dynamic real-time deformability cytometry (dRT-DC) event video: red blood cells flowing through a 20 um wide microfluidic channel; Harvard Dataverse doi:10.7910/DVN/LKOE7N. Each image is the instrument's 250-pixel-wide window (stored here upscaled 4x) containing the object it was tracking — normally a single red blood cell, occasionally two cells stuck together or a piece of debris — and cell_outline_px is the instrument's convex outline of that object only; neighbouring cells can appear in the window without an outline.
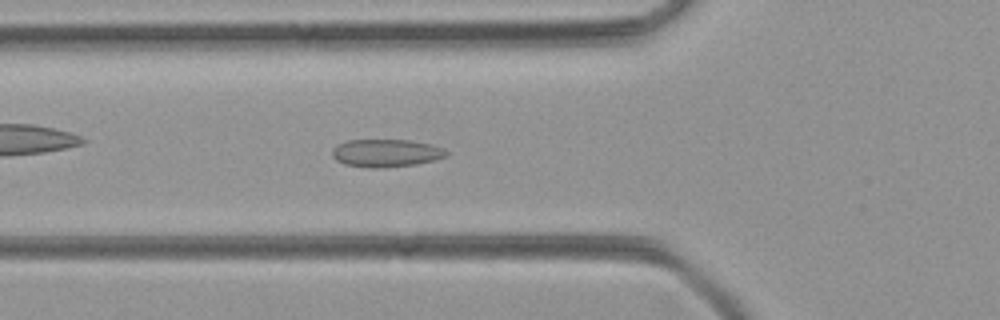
{"species": "common noctule bat (a hibernating species)", "species_latin": "Nyctalus noctula", "temperature_condition": "room temperature", "stored_images_in_passage": 45, "camera_frame_rate_fps": 3000, "um_per_image_px": 0.085, "animal": {"sex": "female", "body_mass_g": 21.9}, "frame": {"image": 1, "passage_image": 13, "time_ms": 4.0, "image_size_px": [1000, 320], "cell_outline_px": [[448, 156], [436, 160], [416, 164], [384, 168], [368, 168], [344, 164], [336, 160], [332, 156], [332, 148], [336, 144], [348, 140], [408, 140], [428, 144], [444, 148], [448, 152]], "centroid_in_image_um": [32.8, 13.02], "position_along_channel_um": 93.0, "area_um2": 18.67}}
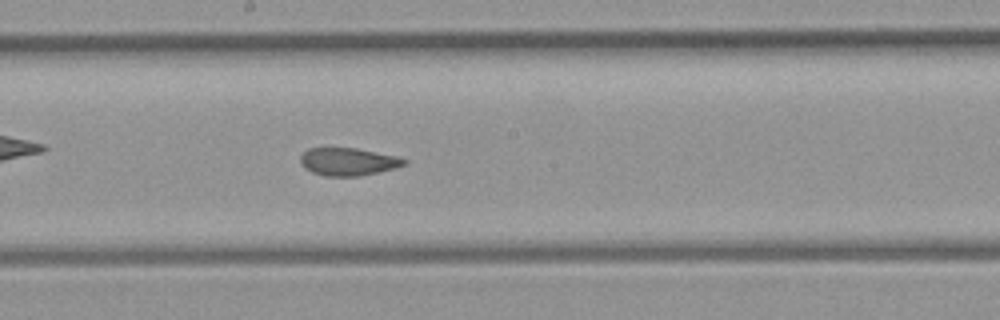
{"frame": {"image": 2, "passage_image": 22, "time_ms": 7.0, "image_size_px": [1000, 320], "cell_outline_px": [[408, 164], [396, 168], [380, 172], [360, 176], [324, 176], [312, 172], [304, 168], [300, 164], [300, 156], [308, 148], [356, 148], [396, 156], [408, 160]], "centroid_in_image_um": [29.6, 13.75], "position_along_channel_um": 218.6, "area_um2": 16.94}}
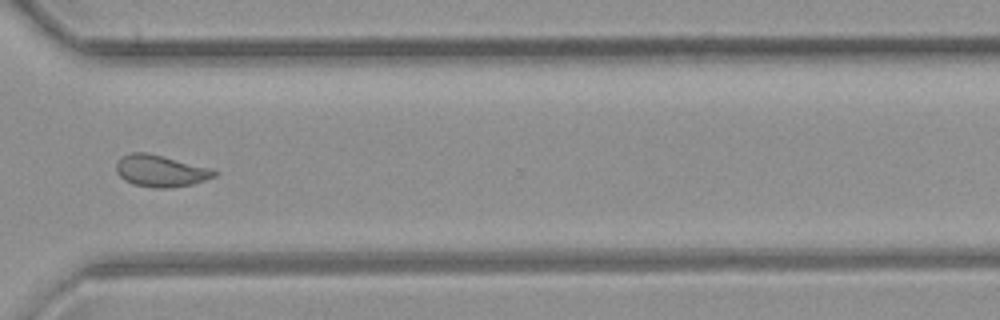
{"frame": {"image": 3, "passage_image": 32, "time_ms": 10.333, "image_size_px": [1000, 320], "cell_outline_px": [[216, 176], [192, 184], [168, 188], [152, 188], [132, 184], [124, 180], [116, 172], [116, 164], [124, 156], [132, 152], [148, 152], [212, 168], [216, 172]], "centroid_in_image_um": [13.65, 14.53], "position_along_channel_um": 357.0, "area_um2": 18.15}}